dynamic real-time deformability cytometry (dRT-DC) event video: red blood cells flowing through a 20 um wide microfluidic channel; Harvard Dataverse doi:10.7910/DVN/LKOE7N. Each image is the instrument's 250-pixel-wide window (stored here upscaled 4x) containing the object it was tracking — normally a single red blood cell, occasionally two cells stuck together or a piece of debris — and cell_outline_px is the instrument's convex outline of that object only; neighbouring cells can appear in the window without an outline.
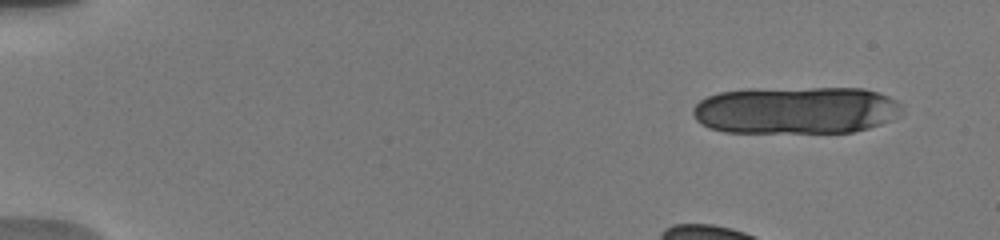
{"species": "human", "species_latin": "Homo sapiens", "temperature_condition": "warm", "stored_images_in_passage": 13, "camera_frame_rate_fps": 3000, "um_per_image_px": 0.085, "donor": {"sex": "male"}, "frame": {"image": 1, "passage_image": 1, "time_ms": 0.0, "image_size_px": [1000, 240], "cell_outline_px": [[900, 116], [880, 124], [868, 128], [852, 132], [724, 132], [708, 128], [700, 124], [696, 120], [692, 112], [692, 108], [700, 100], [708, 96], [720, 92], [748, 88], [864, 88], [888, 96], [896, 100], [900, 104]], "centroid_in_image_um": [67.61, 9.36], "position_along_channel_um": 17.4, "area_um2": 58.2}}
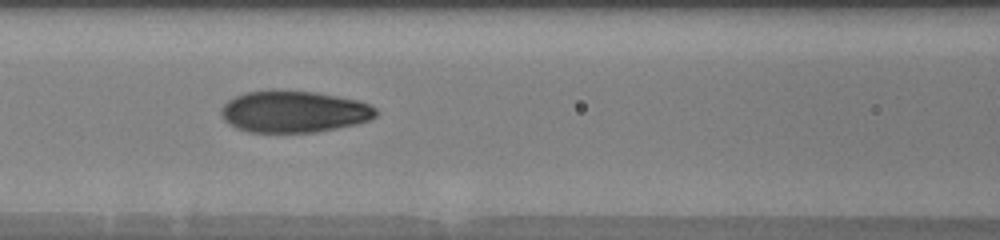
{"frame": {"image": 2, "passage_image": 10, "time_ms": 7.333, "image_size_px": [1000, 240], "cell_outline_px": [[380, 112], [376, 116], [368, 120], [356, 124], [316, 132], [248, 132], [236, 128], [224, 120], [220, 112], [220, 108], [228, 100], [244, 92], [272, 88], [316, 92], [356, 100], [368, 104], [376, 108]], "centroid_in_image_um": [24.94, 9.47], "position_along_channel_um": 141.7, "area_um2": 38.09}}
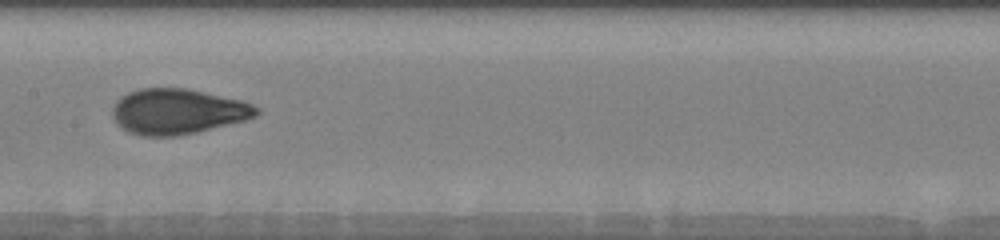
{"frame": {"image": 3, "passage_image": 12, "time_ms": 8.667, "image_size_px": [1000, 240], "cell_outline_px": [[260, 112], [256, 116], [244, 120], [196, 132], [176, 136], [140, 136], [128, 132], [116, 124], [112, 116], [112, 108], [116, 100], [120, 96], [128, 92], [140, 88], [188, 88], [244, 100], [260, 108]], "centroid_in_image_um": [15.08, 9.46], "position_along_channel_um": 192.3, "area_um2": 38.49}}